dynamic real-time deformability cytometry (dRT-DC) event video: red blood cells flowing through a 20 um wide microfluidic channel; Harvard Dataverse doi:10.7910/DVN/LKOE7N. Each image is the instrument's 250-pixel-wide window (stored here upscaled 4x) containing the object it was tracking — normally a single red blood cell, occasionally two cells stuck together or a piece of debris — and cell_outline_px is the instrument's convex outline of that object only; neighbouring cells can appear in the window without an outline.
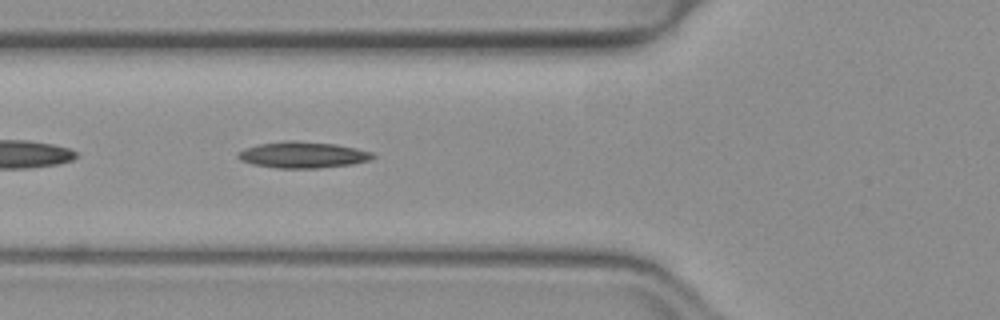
{"species": "common noctule bat (a hibernating species)", "species_latin": "Nyctalus noctula", "temperature_condition": "warm", "stored_images_in_passage": 43, "camera_frame_rate_fps": 3000, "um_per_image_px": 0.085, "animal": {"sex": "female", "body_mass_g": 19.3, "forearm_length_mm": 54.1}, "frame": {"image": 1, "passage_image": 11, "time_ms": 3.333, "image_size_px": [1000, 320], "cell_outline_px": [[376, 156], [372, 160], [352, 164], [316, 168], [276, 168], [252, 164], [240, 160], [236, 156], [236, 152], [260, 144], [284, 140], [296, 140], [336, 144], [356, 148], [372, 152]], "centroid_in_image_um": [25.75, 13.16], "position_along_channel_um": 100.1, "area_um2": 20.75}}
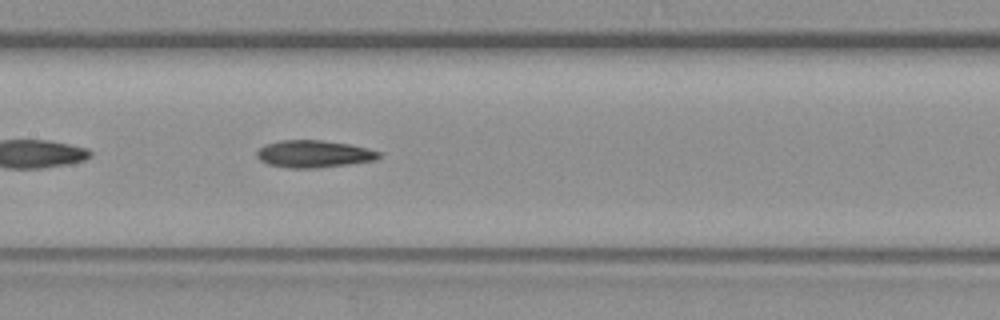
{"frame": {"image": 2, "passage_image": 17, "time_ms": 5.333, "image_size_px": [1000, 320], "cell_outline_px": [[380, 156], [376, 160], [320, 168], [288, 168], [268, 164], [260, 160], [256, 156], [256, 152], [264, 144], [280, 140], [320, 140], [348, 144], [380, 152]], "centroid_in_image_um": [26.62, 13.09], "position_along_channel_um": 180.8, "area_um2": 19.31}}
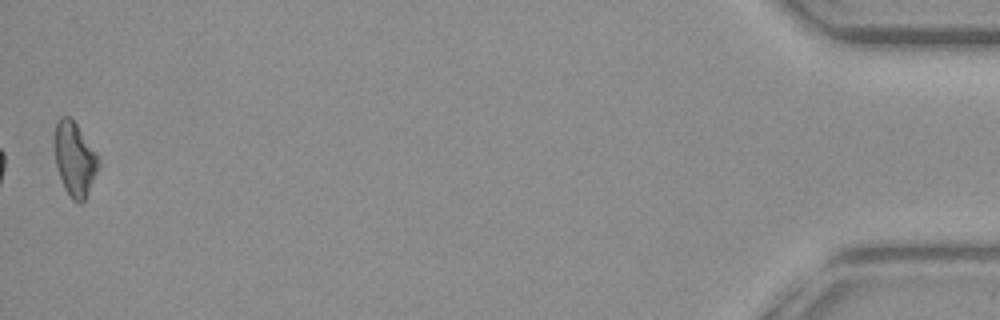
{"frame": {"image": 3, "passage_image": 43, "time_ms": 14.0, "image_size_px": [1000, 320], "cell_outline_px": [[100, 164], [88, 192], [84, 200], [80, 204], [72, 200], [64, 188], [56, 164], [52, 144], [52, 140], [56, 120], [60, 116], [68, 116], [76, 124], [96, 152], [100, 160]], "centroid_in_image_um": [6.31, 13.49], "position_along_channel_um": 428.9, "area_um2": 19.19}, "authors_computed_cell_mechanics": {"area_um2": 19.3052, "velocity_mm_per_s": 4.0115, "shape_relaxation_time_tau1_ms": 7.8955, "shape_relaxation_time_tau2_ms": null, "deformation_change_tau1": 0.1995, "deformation_change_tau2": null}}